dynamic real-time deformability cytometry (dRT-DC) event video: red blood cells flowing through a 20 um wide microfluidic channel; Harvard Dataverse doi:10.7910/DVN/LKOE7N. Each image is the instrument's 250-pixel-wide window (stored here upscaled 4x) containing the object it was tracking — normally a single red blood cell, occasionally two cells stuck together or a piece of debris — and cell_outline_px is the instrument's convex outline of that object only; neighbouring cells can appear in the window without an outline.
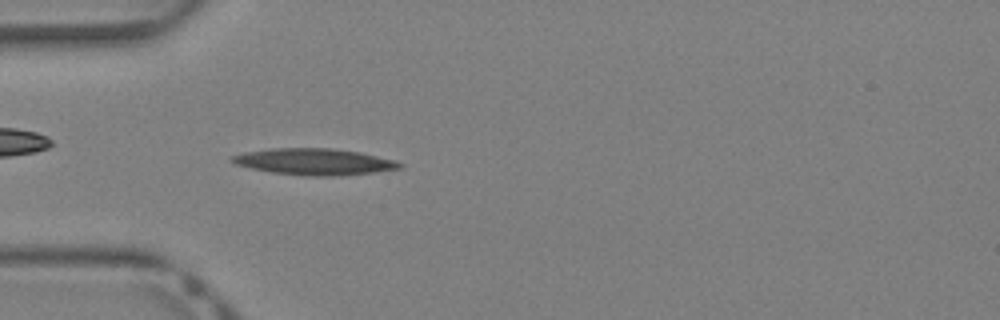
{"species": "Egyptian fruit bat (a non-hibernating species)", "species_latin": "Rousettus aegyptiacus", "temperature_condition": "warm", "stored_images_in_passage": 35, "camera_frame_rate_fps": 3000, "um_per_image_px": 0.085, "animal": {"sex": "female"}, "frame": {"image": 1, "passage_image": 7, "time_ms": 2.0, "image_size_px": [1000, 320], "cell_outline_px": [[404, 168], [376, 172], [340, 176], [304, 176], [272, 172], [252, 168], [236, 164], [228, 160], [232, 156], [244, 152], [272, 148], [332, 148], [360, 152], [396, 160], [404, 164]], "centroid_in_image_um": [26.77, 13.75], "position_along_channel_um": 58.2, "area_um2": 26.07}}
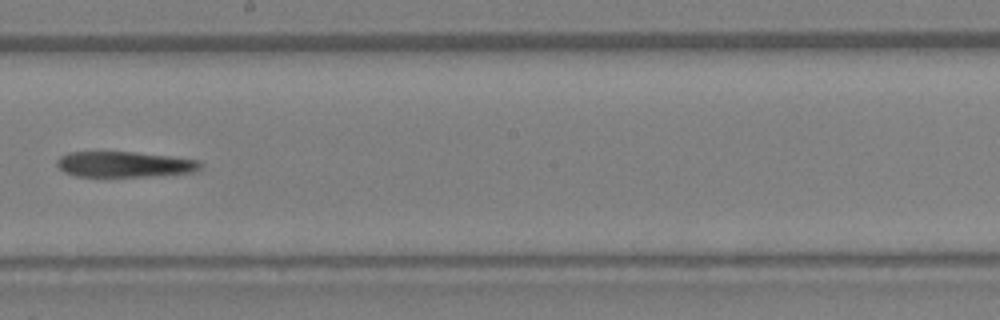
{"frame": {"image": 2, "passage_image": 18, "time_ms": 5.667, "image_size_px": [1000, 320], "cell_outline_px": [[204, 164], [196, 172], [144, 176], [76, 176], [64, 172], [56, 164], [56, 160], [60, 156], [68, 152], [136, 152], [200, 160]], "centroid_in_image_um": [10.59, 13.96], "position_along_channel_um": 237.6, "area_um2": 21.39}}
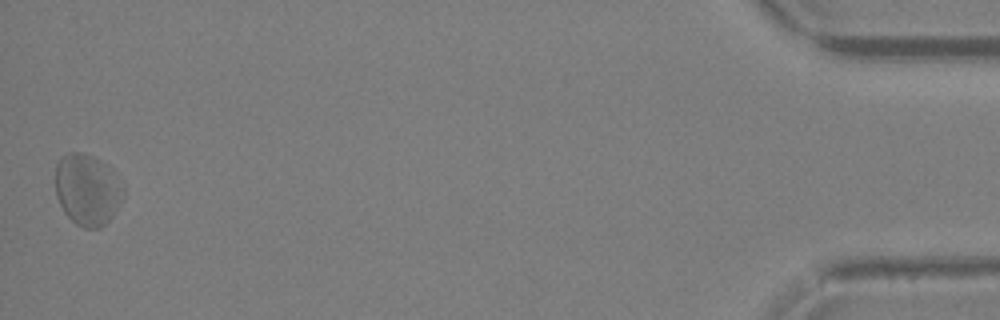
{"frame": {"image": 3, "passage_image": 35, "time_ms": 11.333, "image_size_px": [1000, 320], "cell_outline_px": [[124, 192], [112, 216], [100, 228], [84, 228], [76, 224], [64, 212], [56, 196], [56, 164], [60, 156], [68, 152], [80, 152], [92, 156], [100, 160], [112, 168], [124, 188]], "centroid_in_image_um": [7.41, 16.09], "position_along_channel_um": 427.8, "area_um2": 28.21}}